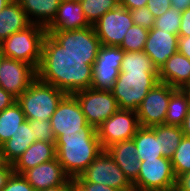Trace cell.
I'll use <instances>...</instances> for the list:
<instances>
[{
	"mask_svg": "<svg viewBox=\"0 0 190 191\" xmlns=\"http://www.w3.org/2000/svg\"><path fill=\"white\" fill-rule=\"evenodd\" d=\"M96 57L70 54L47 33L36 70L37 78L73 95L91 87L92 65Z\"/></svg>",
	"mask_w": 190,
	"mask_h": 191,
	"instance_id": "obj_1",
	"label": "cell"
},
{
	"mask_svg": "<svg viewBox=\"0 0 190 191\" xmlns=\"http://www.w3.org/2000/svg\"><path fill=\"white\" fill-rule=\"evenodd\" d=\"M56 158L70 179H75L102 152L97 130L88 125L77 134H62L56 139Z\"/></svg>",
	"mask_w": 190,
	"mask_h": 191,
	"instance_id": "obj_2",
	"label": "cell"
},
{
	"mask_svg": "<svg viewBox=\"0 0 190 191\" xmlns=\"http://www.w3.org/2000/svg\"><path fill=\"white\" fill-rule=\"evenodd\" d=\"M46 34L45 27L31 23L4 39L0 43V53L6 58L28 63L37 70Z\"/></svg>",
	"mask_w": 190,
	"mask_h": 191,
	"instance_id": "obj_3",
	"label": "cell"
},
{
	"mask_svg": "<svg viewBox=\"0 0 190 191\" xmlns=\"http://www.w3.org/2000/svg\"><path fill=\"white\" fill-rule=\"evenodd\" d=\"M66 93L36 78L17 98L26 120H50Z\"/></svg>",
	"mask_w": 190,
	"mask_h": 191,
	"instance_id": "obj_4",
	"label": "cell"
},
{
	"mask_svg": "<svg viewBox=\"0 0 190 191\" xmlns=\"http://www.w3.org/2000/svg\"><path fill=\"white\" fill-rule=\"evenodd\" d=\"M157 83L158 72H120L111 92L120 109L136 111Z\"/></svg>",
	"mask_w": 190,
	"mask_h": 191,
	"instance_id": "obj_5",
	"label": "cell"
},
{
	"mask_svg": "<svg viewBox=\"0 0 190 191\" xmlns=\"http://www.w3.org/2000/svg\"><path fill=\"white\" fill-rule=\"evenodd\" d=\"M74 182H93L119 191H134L130 180L106 150H102L80 176L74 179Z\"/></svg>",
	"mask_w": 190,
	"mask_h": 191,
	"instance_id": "obj_6",
	"label": "cell"
},
{
	"mask_svg": "<svg viewBox=\"0 0 190 191\" xmlns=\"http://www.w3.org/2000/svg\"><path fill=\"white\" fill-rule=\"evenodd\" d=\"M134 191H172L176 176L171 159L160 157L140 162L139 175L132 183Z\"/></svg>",
	"mask_w": 190,
	"mask_h": 191,
	"instance_id": "obj_7",
	"label": "cell"
},
{
	"mask_svg": "<svg viewBox=\"0 0 190 191\" xmlns=\"http://www.w3.org/2000/svg\"><path fill=\"white\" fill-rule=\"evenodd\" d=\"M73 95L79 102L87 123L95 129L120 109L110 91L87 88Z\"/></svg>",
	"mask_w": 190,
	"mask_h": 191,
	"instance_id": "obj_8",
	"label": "cell"
},
{
	"mask_svg": "<svg viewBox=\"0 0 190 191\" xmlns=\"http://www.w3.org/2000/svg\"><path fill=\"white\" fill-rule=\"evenodd\" d=\"M124 50L120 47L101 45L92 65V89L112 91L119 76Z\"/></svg>",
	"mask_w": 190,
	"mask_h": 191,
	"instance_id": "obj_9",
	"label": "cell"
},
{
	"mask_svg": "<svg viewBox=\"0 0 190 191\" xmlns=\"http://www.w3.org/2000/svg\"><path fill=\"white\" fill-rule=\"evenodd\" d=\"M140 127L134 110L119 109L105 120L96 130L102 149L132 139Z\"/></svg>",
	"mask_w": 190,
	"mask_h": 191,
	"instance_id": "obj_10",
	"label": "cell"
},
{
	"mask_svg": "<svg viewBox=\"0 0 190 191\" xmlns=\"http://www.w3.org/2000/svg\"><path fill=\"white\" fill-rule=\"evenodd\" d=\"M176 89L166 83L159 82L149 90L136 110L141 127H153L164 124L171 94Z\"/></svg>",
	"mask_w": 190,
	"mask_h": 191,
	"instance_id": "obj_11",
	"label": "cell"
},
{
	"mask_svg": "<svg viewBox=\"0 0 190 191\" xmlns=\"http://www.w3.org/2000/svg\"><path fill=\"white\" fill-rule=\"evenodd\" d=\"M133 25L130 11L119 4L106 12L93 27L101 45L119 47Z\"/></svg>",
	"mask_w": 190,
	"mask_h": 191,
	"instance_id": "obj_12",
	"label": "cell"
},
{
	"mask_svg": "<svg viewBox=\"0 0 190 191\" xmlns=\"http://www.w3.org/2000/svg\"><path fill=\"white\" fill-rule=\"evenodd\" d=\"M56 139L62 134H77L89 124L76 97L66 94L50 119Z\"/></svg>",
	"mask_w": 190,
	"mask_h": 191,
	"instance_id": "obj_13",
	"label": "cell"
},
{
	"mask_svg": "<svg viewBox=\"0 0 190 191\" xmlns=\"http://www.w3.org/2000/svg\"><path fill=\"white\" fill-rule=\"evenodd\" d=\"M37 78V71L28 63L2 57L0 87L18 98Z\"/></svg>",
	"mask_w": 190,
	"mask_h": 191,
	"instance_id": "obj_14",
	"label": "cell"
},
{
	"mask_svg": "<svg viewBox=\"0 0 190 191\" xmlns=\"http://www.w3.org/2000/svg\"><path fill=\"white\" fill-rule=\"evenodd\" d=\"M60 46L75 56H97L101 42L93 26L71 31L47 32Z\"/></svg>",
	"mask_w": 190,
	"mask_h": 191,
	"instance_id": "obj_15",
	"label": "cell"
},
{
	"mask_svg": "<svg viewBox=\"0 0 190 191\" xmlns=\"http://www.w3.org/2000/svg\"><path fill=\"white\" fill-rule=\"evenodd\" d=\"M22 175L36 191L45 190L58 185L75 184L74 180L65 174L57 158L30 168Z\"/></svg>",
	"mask_w": 190,
	"mask_h": 191,
	"instance_id": "obj_16",
	"label": "cell"
},
{
	"mask_svg": "<svg viewBox=\"0 0 190 191\" xmlns=\"http://www.w3.org/2000/svg\"><path fill=\"white\" fill-rule=\"evenodd\" d=\"M179 36L160 29H149L143 51L159 70L167 59L178 51Z\"/></svg>",
	"mask_w": 190,
	"mask_h": 191,
	"instance_id": "obj_17",
	"label": "cell"
},
{
	"mask_svg": "<svg viewBox=\"0 0 190 191\" xmlns=\"http://www.w3.org/2000/svg\"><path fill=\"white\" fill-rule=\"evenodd\" d=\"M91 26L85 18L80 1H60L56 16L45 28L47 32L71 31Z\"/></svg>",
	"mask_w": 190,
	"mask_h": 191,
	"instance_id": "obj_18",
	"label": "cell"
},
{
	"mask_svg": "<svg viewBox=\"0 0 190 191\" xmlns=\"http://www.w3.org/2000/svg\"><path fill=\"white\" fill-rule=\"evenodd\" d=\"M159 82L182 89L190 84V59L177 51L158 70Z\"/></svg>",
	"mask_w": 190,
	"mask_h": 191,
	"instance_id": "obj_19",
	"label": "cell"
},
{
	"mask_svg": "<svg viewBox=\"0 0 190 191\" xmlns=\"http://www.w3.org/2000/svg\"><path fill=\"white\" fill-rule=\"evenodd\" d=\"M105 150L133 183L137 179L140 169V160L136 154L137 148L133 139L115 143Z\"/></svg>",
	"mask_w": 190,
	"mask_h": 191,
	"instance_id": "obj_20",
	"label": "cell"
},
{
	"mask_svg": "<svg viewBox=\"0 0 190 191\" xmlns=\"http://www.w3.org/2000/svg\"><path fill=\"white\" fill-rule=\"evenodd\" d=\"M55 158V143L37 140L14 162V173L23 174L26 170Z\"/></svg>",
	"mask_w": 190,
	"mask_h": 191,
	"instance_id": "obj_21",
	"label": "cell"
},
{
	"mask_svg": "<svg viewBox=\"0 0 190 191\" xmlns=\"http://www.w3.org/2000/svg\"><path fill=\"white\" fill-rule=\"evenodd\" d=\"M32 136L33 132L29 127V121L25 120L11 138L0 146V159L6 163L14 164L24 151L36 141Z\"/></svg>",
	"mask_w": 190,
	"mask_h": 191,
	"instance_id": "obj_22",
	"label": "cell"
},
{
	"mask_svg": "<svg viewBox=\"0 0 190 191\" xmlns=\"http://www.w3.org/2000/svg\"><path fill=\"white\" fill-rule=\"evenodd\" d=\"M30 24L31 22L22 5L9 2L0 11V43L10 35L25 29Z\"/></svg>",
	"mask_w": 190,
	"mask_h": 191,
	"instance_id": "obj_23",
	"label": "cell"
},
{
	"mask_svg": "<svg viewBox=\"0 0 190 191\" xmlns=\"http://www.w3.org/2000/svg\"><path fill=\"white\" fill-rule=\"evenodd\" d=\"M60 0H25L22 8L29 21L47 27L56 16Z\"/></svg>",
	"mask_w": 190,
	"mask_h": 191,
	"instance_id": "obj_24",
	"label": "cell"
},
{
	"mask_svg": "<svg viewBox=\"0 0 190 191\" xmlns=\"http://www.w3.org/2000/svg\"><path fill=\"white\" fill-rule=\"evenodd\" d=\"M140 162L163 157L160 151L159 138L152 127H139L132 138Z\"/></svg>",
	"mask_w": 190,
	"mask_h": 191,
	"instance_id": "obj_25",
	"label": "cell"
},
{
	"mask_svg": "<svg viewBox=\"0 0 190 191\" xmlns=\"http://www.w3.org/2000/svg\"><path fill=\"white\" fill-rule=\"evenodd\" d=\"M152 128L159 138L161 154L163 157L171 159L184 137L181 126L161 124Z\"/></svg>",
	"mask_w": 190,
	"mask_h": 191,
	"instance_id": "obj_26",
	"label": "cell"
},
{
	"mask_svg": "<svg viewBox=\"0 0 190 191\" xmlns=\"http://www.w3.org/2000/svg\"><path fill=\"white\" fill-rule=\"evenodd\" d=\"M25 120V114L17 101L0 112V146L11 138Z\"/></svg>",
	"mask_w": 190,
	"mask_h": 191,
	"instance_id": "obj_27",
	"label": "cell"
},
{
	"mask_svg": "<svg viewBox=\"0 0 190 191\" xmlns=\"http://www.w3.org/2000/svg\"><path fill=\"white\" fill-rule=\"evenodd\" d=\"M189 108L190 103L186 93L183 91V89L177 88L171 94L164 124L181 126Z\"/></svg>",
	"mask_w": 190,
	"mask_h": 191,
	"instance_id": "obj_28",
	"label": "cell"
},
{
	"mask_svg": "<svg viewBox=\"0 0 190 191\" xmlns=\"http://www.w3.org/2000/svg\"><path fill=\"white\" fill-rule=\"evenodd\" d=\"M120 72H158V69L144 51H133L124 52Z\"/></svg>",
	"mask_w": 190,
	"mask_h": 191,
	"instance_id": "obj_29",
	"label": "cell"
},
{
	"mask_svg": "<svg viewBox=\"0 0 190 191\" xmlns=\"http://www.w3.org/2000/svg\"><path fill=\"white\" fill-rule=\"evenodd\" d=\"M88 23L93 26L106 12L120 4V0H80Z\"/></svg>",
	"mask_w": 190,
	"mask_h": 191,
	"instance_id": "obj_30",
	"label": "cell"
},
{
	"mask_svg": "<svg viewBox=\"0 0 190 191\" xmlns=\"http://www.w3.org/2000/svg\"><path fill=\"white\" fill-rule=\"evenodd\" d=\"M148 33L149 29L133 25L127 30L119 47L125 52L143 51Z\"/></svg>",
	"mask_w": 190,
	"mask_h": 191,
	"instance_id": "obj_31",
	"label": "cell"
},
{
	"mask_svg": "<svg viewBox=\"0 0 190 191\" xmlns=\"http://www.w3.org/2000/svg\"><path fill=\"white\" fill-rule=\"evenodd\" d=\"M176 178L190 171V138L183 137L171 158Z\"/></svg>",
	"mask_w": 190,
	"mask_h": 191,
	"instance_id": "obj_32",
	"label": "cell"
},
{
	"mask_svg": "<svg viewBox=\"0 0 190 191\" xmlns=\"http://www.w3.org/2000/svg\"><path fill=\"white\" fill-rule=\"evenodd\" d=\"M180 25L181 12L171 7L160 17L155 18L153 28L178 35Z\"/></svg>",
	"mask_w": 190,
	"mask_h": 191,
	"instance_id": "obj_33",
	"label": "cell"
},
{
	"mask_svg": "<svg viewBox=\"0 0 190 191\" xmlns=\"http://www.w3.org/2000/svg\"><path fill=\"white\" fill-rule=\"evenodd\" d=\"M29 127L32 129L33 138L37 141H44L48 143H56V137L52 129L50 120L42 118L28 120Z\"/></svg>",
	"mask_w": 190,
	"mask_h": 191,
	"instance_id": "obj_34",
	"label": "cell"
},
{
	"mask_svg": "<svg viewBox=\"0 0 190 191\" xmlns=\"http://www.w3.org/2000/svg\"><path fill=\"white\" fill-rule=\"evenodd\" d=\"M129 11L131 13L134 25H139L147 29H151L153 27L155 17L147 6Z\"/></svg>",
	"mask_w": 190,
	"mask_h": 191,
	"instance_id": "obj_35",
	"label": "cell"
},
{
	"mask_svg": "<svg viewBox=\"0 0 190 191\" xmlns=\"http://www.w3.org/2000/svg\"><path fill=\"white\" fill-rule=\"evenodd\" d=\"M1 191H36L22 174L13 173Z\"/></svg>",
	"mask_w": 190,
	"mask_h": 191,
	"instance_id": "obj_36",
	"label": "cell"
},
{
	"mask_svg": "<svg viewBox=\"0 0 190 191\" xmlns=\"http://www.w3.org/2000/svg\"><path fill=\"white\" fill-rule=\"evenodd\" d=\"M147 7L153 16L157 18L164 14L172 6L170 0H148Z\"/></svg>",
	"mask_w": 190,
	"mask_h": 191,
	"instance_id": "obj_37",
	"label": "cell"
},
{
	"mask_svg": "<svg viewBox=\"0 0 190 191\" xmlns=\"http://www.w3.org/2000/svg\"><path fill=\"white\" fill-rule=\"evenodd\" d=\"M13 173V164L0 159V191L6 186Z\"/></svg>",
	"mask_w": 190,
	"mask_h": 191,
	"instance_id": "obj_38",
	"label": "cell"
},
{
	"mask_svg": "<svg viewBox=\"0 0 190 191\" xmlns=\"http://www.w3.org/2000/svg\"><path fill=\"white\" fill-rule=\"evenodd\" d=\"M81 191H119L104 184L93 182H74Z\"/></svg>",
	"mask_w": 190,
	"mask_h": 191,
	"instance_id": "obj_39",
	"label": "cell"
},
{
	"mask_svg": "<svg viewBox=\"0 0 190 191\" xmlns=\"http://www.w3.org/2000/svg\"><path fill=\"white\" fill-rule=\"evenodd\" d=\"M179 37L190 36V8L181 12V25L179 28Z\"/></svg>",
	"mask_w": 190,
	"mask_h": 191,
	"instance_id": "obj_40",
	"label": "cell"
},
{
	"mask_svg": "<svg viewBox=\"0 0 190 191\" xmlns=\"http://www.w3.org/2000/svg\"><path fill=\"white\" fill-rule=\"evenodd\" d=\"M17 101L11 93L0 87V112Z\"/></svg>",
	"mask_w": 190,
	"mask_h": 191,
	"instance_id": "obj_41",
	"label": "cell"
},
{
	"mask_svg": "<svg viewBox=\"0 0 190 191\" xmlns=\"http://www.w3.org/2000/svg\"><path fill=\"white\" fill-rule=\"evenodd\" d=\"M176 191H190V171L176 178Z\"/></svg>",
	"mask_w": 190,
	"mask_h": 191,
	"instance_id": "obj_42",
	"label": "cell"
},
{
	"mask_svg": "<svg viewBox=\"0 0 190 191\" xmlns=\"http://www.w3.org/2000/svg\"><path fill=\"white\" fill-rule=\"evenodd\" d=\"M148 0H120V5L125 9L134 10L147 6Z\"/></svg>",
	"mask_w": 190,
	"mask_h": 191,
	"instance_id": "obj_43",
	"label": "cell"
},
{
	"mask_svg": "<svg viewBox=\"0 0 190 191\" xmlns=\"http://www.w3.org/2000/svg\"><path fill=\"white\" fill-rule=\"evenodd\" d=\"M178 51L190 59V36L179 37Z\"/></svg>",
	"mask_w": 190,
	"mask_h": 191,
	"instance_id": "obj_44",
	"label": "cell"
},
{
	"mask_svg": "<svg viewBox=\"0 0 190 191\" xmlns=\"http://www.w3.org/2000/svg\"><path fill=\"white\" fill-rule=\"evenodd\" d=\"M172 8L183 12L190 8V0H170Z\"/></svg>",
	"mask_w": 190,
	"mask_h": 191,
	"instance_id": "obj_45",
	"label": "cell"
},
{
	"mask_svg": "<svg viewBox=\"0 0 190 191\" xmlns=\"http://www.w3.org/2000/svg\"><path fill=\"white\" fill-rule=\"evenodd\" d=\"M181 129L184 136L190 138V108L184 118V122L181 125Z\"/></svg>",
	"mask_w": 190,
	"mask_h": 191,
	"instance_id": "obj_46",
	"label": "cell"
},
{
	"mask_svg": "<svg viewBox=\"0 0 190 191\" xmlns=\"http://www.w3.org/2000/svg\"><path fill=\"white\" fill-rule=\"evenodd\" d=\"M73 185H58L41 191H72Z\"/></svg>",
	"mask_w": 190,
	"mask_h": 191,
	"instance_id": "obj_47",
	"label": "cell"
},
{
	"mask_svg": "<svg viewBox=\"0 0 190 191\" xmlns=\"http://www.w3.org/2000/svg\"><path fill=\"white\" fill-rule=\"evenodd\" d=\"M182 89L186 93L188 101L190 103V84L184 86Z\"/></svg>",
	"mask_w": 190,
	"mask_h": 191,
	"instance_id": "obj_48",
	"label": "cell"
},
{
	"mask_svg": "<svg viewBox=\"0 0 190 191\" xmlns=\"http://www.w3.org/2000/svg\"><path fill=\"white\" fill-rule=\"evenodd\" d=\"M9 3V0H0V11Z\"/></svg>",
	"mask_w": 190,
	"mask_h": 191,
	"instance_id": "obj_49",
	"label": "cell"
},
{
	"mask_svg": "<svg viewBox=\"0 0 190 191\" xmlns=\"http://www.w3.org/2000/svg\"><path fill=\"white\" fill-rule=\"evenodd\" d=\"M25 0H9L10 3H17V4H22V2Z\"/></svg>",
	"mask_w": 190,
	"mask_h": 191,
	"instance_id": "obj_50",
	"label": "cell"
},
{
	"mask_svg": "<svg viewBox=\"0 0 190 191\" xmlns=\"http://www.w3.org/2000/svg\"><path fill=\"white\" fill-rule=\"evenodd\" d=\"M72 191H81L75 184L73 185Z\"/></svg>",
	"mask_w": 190,
	"mask_h": 191,
	"instance_id": "obj_51",
	"label": "cell"
},
{
	"mask_svg": "<svg viewBox=\"0 0 190 191\" xmlns=\"http://www.w3.org/2000/svg\"><path fill=\"white\" fill-rule=\"evenodd\" d=\"M60 1H72V2H78L80 0H60Z\"/></svg>",
	"mask_w": 190,
	"mask_h": 191,
	"instance_id": "obj_52",
	"label": "cell"
}]
</instances>
